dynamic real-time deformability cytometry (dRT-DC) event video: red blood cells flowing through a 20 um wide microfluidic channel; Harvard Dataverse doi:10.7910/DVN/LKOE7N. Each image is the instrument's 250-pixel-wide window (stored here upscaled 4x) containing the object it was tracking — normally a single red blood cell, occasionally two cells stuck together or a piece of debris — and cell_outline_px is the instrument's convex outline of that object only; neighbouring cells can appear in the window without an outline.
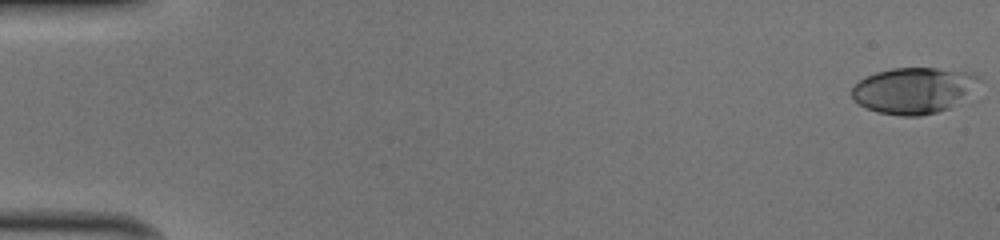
{"species": "human", "species_latin": "Homo sapiens", "temperature_condition": "cold", "stored_images_in_passage": 51, "camera_frame_rate_fps": 3000, "um_per_image_px": 0.085, "donor": {"sex": "male"}, "frame": {"image": 1, "passage_image": 1, "time_ms": 0.0, "image_size_px": [1000, 240], "cell_outline_px": [[984, 80], [976, 100], [972, 104], [920, 116], [900, 116], [876, 112], [852, 100], [852, 88], [864, 76], [876, 72], [892, 68], [936, 68], [976, 72]], "centroid_in_image_um": [77.94, 7.71], "position_along_channel_um": 7.1, "area_um2": 36.53}}
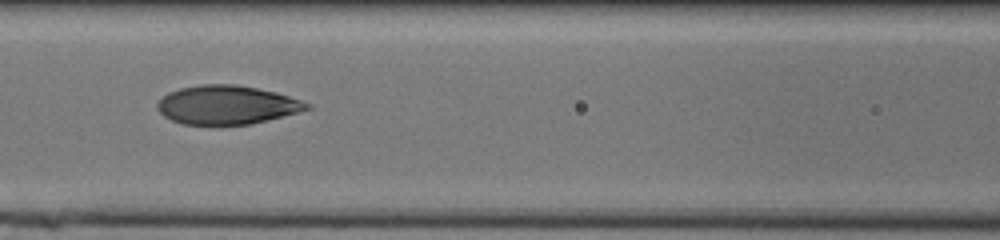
{"frame": {"image": 2, "passage_image": 24, "time_ms": 7.667, "image_size_px": [1000, 240], "cell_outline_px": [[312, 108], [300, 112], [248, 124], [184, 124], [172, 120], [164, 116], [156, 108], [156, 104], [168, 92], [180, 88], [200, 84], [236, 84], [276, 92], [312, 104]], "centroid_in_image_um": [19.28, 8.9], "position_along_channel_um": 147.3, "area_um2": 33.58}}
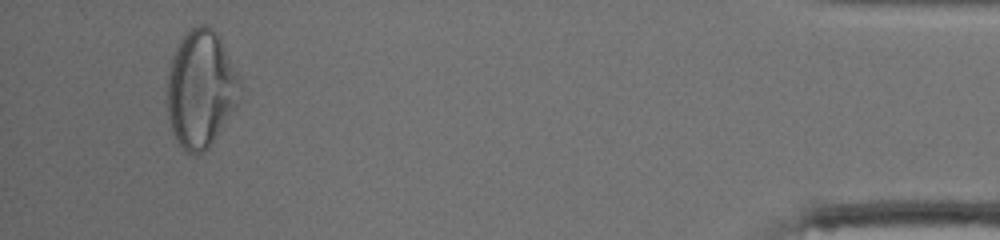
{"frame": {"image": 3, "passage_image": 49, "time_ms": 16.0, "image_size_px": [1000, 240], "cell_outline_px": [[240, 84], [236, 104], [208, 148], [204, 152], [196, 156], [192, 156], [176, 140], [172, 132], [168, 116], [168, 72], [172, 56], [180, 40], [192, 28], [200, 24], [204, 24], [212, 28], [216, 32], [240, 76]], "centroid_in_image_um": [17.05, 7.56], "position_along_channel_um": 418.1, "area_um2": 49.07}, "authors_computed_cell_mechanics": {"area_um2": 34.2754, "velocity_mm_per_s": 4.06, "shape_relaxation_time_tau1_ms": 4.4011, "shape_relaxation_time_tau2_ms": 1.1389, "deformation_change_tau1": 0.193, "deformation_change_tau2": 0.0619}}